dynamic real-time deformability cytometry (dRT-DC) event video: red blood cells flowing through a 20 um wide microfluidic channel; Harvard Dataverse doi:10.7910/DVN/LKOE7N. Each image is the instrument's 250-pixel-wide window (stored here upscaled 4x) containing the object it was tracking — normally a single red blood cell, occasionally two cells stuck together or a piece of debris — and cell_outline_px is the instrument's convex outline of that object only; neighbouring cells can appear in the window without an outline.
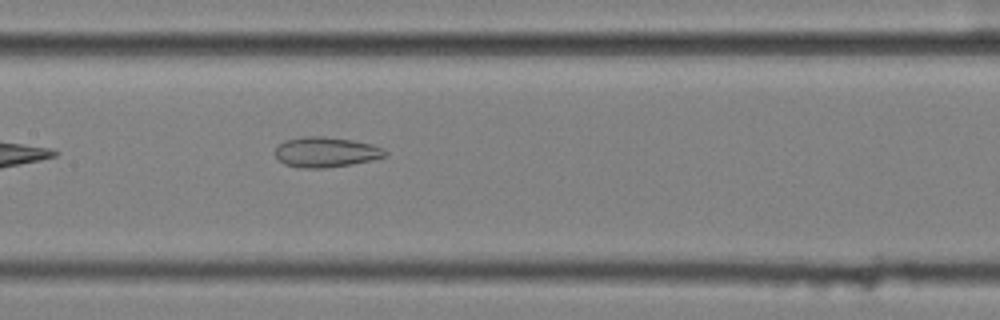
{"species": "common noctule bat (a hibernating species)", "species_latin": "Nyctalus noctula", "temperature_condition": "cold", "stored_images_in_passage": 41, "camera_frame_rate_fps": 3000, "um_per_image_px": 0.085, "animal": {"sex": "female", "body_mass_g": 25.1}, "frame": {"image": 1, "passage_image": 12, "time_ms": 3.667, "image_size_px": [1000, 320], "cell_outline_px": [[388, 156], [372, 160], [352, 164], [324, 168], [300, 168], [284, 164], [276, 156], [276, 148], [284, 140], [304, 136], [324, 136], [352, 140], [372, 144], [384, 148], [388, 152]], "centroid_in_image_um": [27.74, 12.93], "position_along_channel_um": 179.7, "area_um2": 19.48}, "authors_computed_cell_mechanics": {"area_um2": 22.6576, "velocity_mm_per_s": 3.576, "shape_relaxation_time_tau1_ms": null, "shape_relaxation_time_tau2_ms": 3.3516, "deformation_change_tau1": null, "deformation_change_tau2": 0.116}}